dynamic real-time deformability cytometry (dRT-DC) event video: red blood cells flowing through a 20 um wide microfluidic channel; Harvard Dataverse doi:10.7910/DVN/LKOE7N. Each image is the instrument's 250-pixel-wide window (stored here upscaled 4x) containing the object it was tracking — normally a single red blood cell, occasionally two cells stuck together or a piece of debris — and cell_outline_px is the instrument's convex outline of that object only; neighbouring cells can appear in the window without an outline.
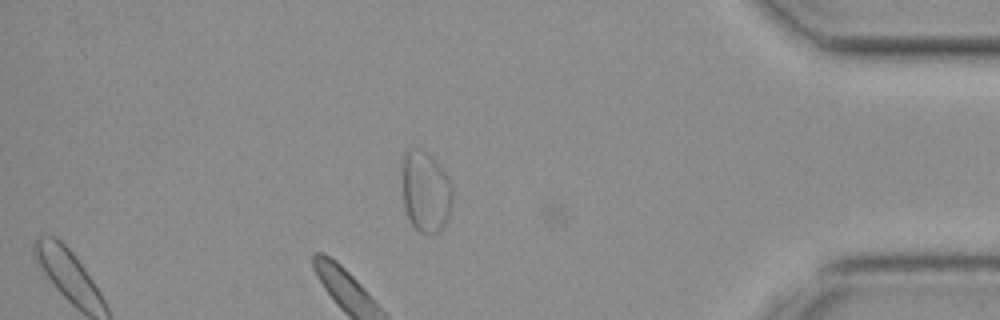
{"species": "common noctule bat (a hibernating species)", "species_latin": "Nyctalus noctula", "temperature_condition": "cold", "stored_images_in_passage": 13, "camera_frame_rate_fps": 3000, "um_per_image_px": 0.085, "animal": {"sex": "female", "body_mass_g": 19.3, "forearm_length_mm": 54.1}, "frame": {"image": 1, "passage_image": 13, "time_ms": 4.0, "image_size_px": [1000, 320], "cell_outline_px": [[452, 204], [448, 216], [444, 224], [432, 236], [420, 232], [412, 224], [404, 208], [400, 172], [400, 168], [404, 152], [408, 148], [420, 148], [428, 152], [440, 164], [448, 176], [452, 188]], "centroid_in_image_um": [36.14, 16.22], "position_along_channel_um": 399.1, "area_um2": 24.57}}